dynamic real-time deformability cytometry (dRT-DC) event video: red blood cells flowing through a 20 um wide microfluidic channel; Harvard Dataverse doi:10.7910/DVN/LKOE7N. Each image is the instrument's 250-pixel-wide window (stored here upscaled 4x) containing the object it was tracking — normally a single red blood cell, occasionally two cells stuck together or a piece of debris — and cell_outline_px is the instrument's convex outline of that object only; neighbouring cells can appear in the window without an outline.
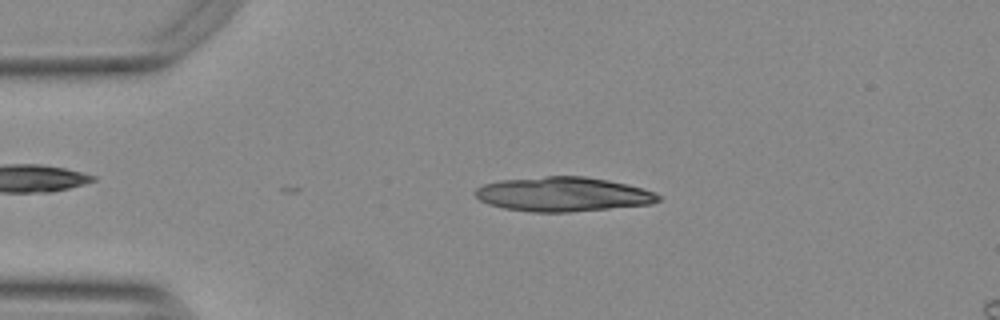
{"species": "Egyptian fruit bat (a non-hibernating species)", "species_latin": "Rousettus aegyptiacus", "temperature_condition": "warm", "stored_images_in_passage": 4, "camera_frame_rate_fps": 3000, "um_per_image_px": 0.085, "animal": {"sex": "female"}, "frame": {"image": 1, "passage_image": 2, "time_ms": 0.333, "image_size_px": [1000, 320], "cell_outline_px": [[660, 200], [652, 204], [568, 212], [532, 212], [504, 208], [488, 204], [480, 200], [472, 192], [476, 188], [484, 184], [500, 180], [544, 176], [584, 176], [608, 180], [628, 184], [656, 192], [660, 196]], "centroid_in_image_um": [47.85, 16.5], "position_along_channel_um": 37.2, "area_um2": 36.82}}